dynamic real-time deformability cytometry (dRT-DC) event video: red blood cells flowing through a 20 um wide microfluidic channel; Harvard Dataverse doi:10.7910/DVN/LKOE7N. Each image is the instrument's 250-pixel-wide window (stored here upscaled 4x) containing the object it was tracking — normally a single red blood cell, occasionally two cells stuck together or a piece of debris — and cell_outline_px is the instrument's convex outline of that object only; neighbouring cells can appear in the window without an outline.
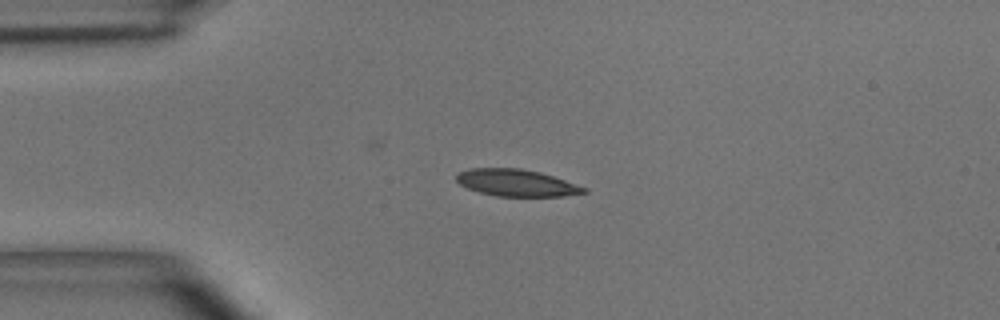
{"species": "common noctule bat (a hibernating species)", "species_latin": "Nyctalus noctula", "temperature_condition": "room temperature", "stored_images_in_passage": 55, "camera_frame_rate_fps": 3000, "um_per_image_px": 0.085, "animal": {"sex": "male", "body_mass_g": 15.6}, "frame": {"image": 1, "passage_image": 13, "time_ms": 4.0, "image_size_px": [1000, 320], "cell_outline_px": [[588, 192], [564, 196], [496, 196], [480, 192], [468, 188], [460, 184], [456, 180], [456, 176], [460, 172], [472, 168], [520, 168], [540, 172], [588, 188]], "centroid_in_image_um": [43.92, 15.54], "position_along_channel_um": 41.1, "area_um2": 19.83}}
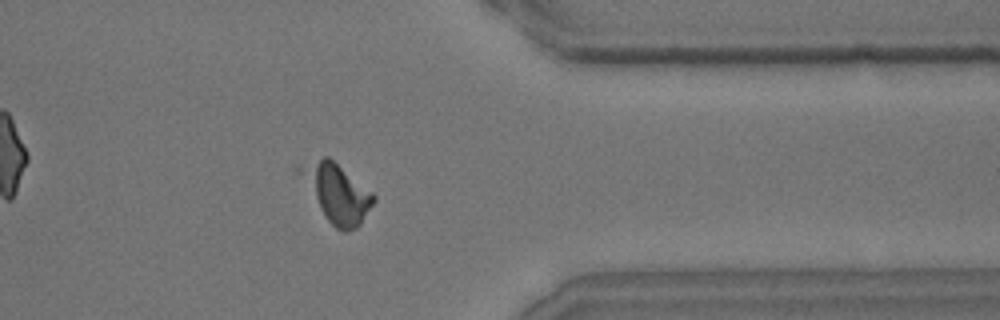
{"frame": {"image": 2, "passage_image": 44, "time_ms": 14.333, "image_size_px": [1000, 320], "cell_outline_px": [[376, 200], [360, 224], [356, 228], [348, 232], [344, 232], [336, 228], [328, 220], [320, 208], [308, 172], [324, 156], [328, 156], [372, 192], [376, 196]], "centroid_in_image_um": [28.93, 16.57], "position_along_channel_um": 382.5, "area_um2": 21.73}}
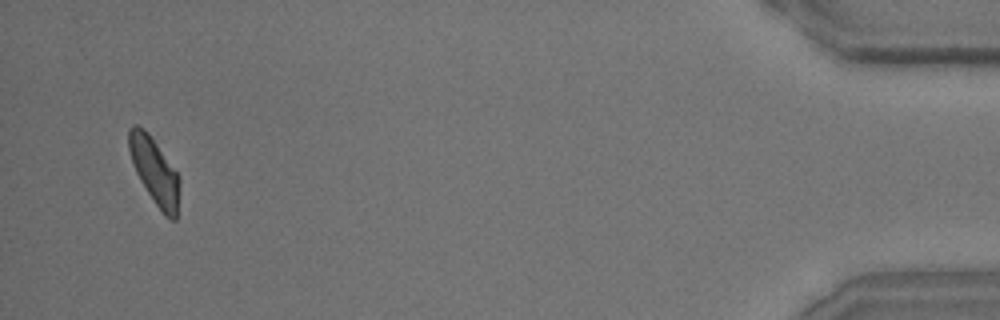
{"frame": {"image": 3, "passage_image": 53, "time_ms": 17.333, "image_size_px": [1000, 320], "cell_outline_px": [[180, 184], [176, 220], [172, 220], [164, 216], [140, 180], [132, 164], [128, 148], [128, 128], [132, 124], [136, 124], [144, 128], [148, 132], [180, 176]], "centroid_in_image_um": [13.13, 14.51], "position_along_channel_um": 422.1, "area_um2": 19.71}, "authors_computed_cell_mechanics": {"area_um2": 20.4034, "velocity_mm_per_s": 3.6313, "shape_relaxation_time_tau1_ms": 4.7081, "shape_relaxation_time_tau2_ms": 3.228, "deformation_change_tau1": 0.1576, "deformation_change_tau2": 0.098}}